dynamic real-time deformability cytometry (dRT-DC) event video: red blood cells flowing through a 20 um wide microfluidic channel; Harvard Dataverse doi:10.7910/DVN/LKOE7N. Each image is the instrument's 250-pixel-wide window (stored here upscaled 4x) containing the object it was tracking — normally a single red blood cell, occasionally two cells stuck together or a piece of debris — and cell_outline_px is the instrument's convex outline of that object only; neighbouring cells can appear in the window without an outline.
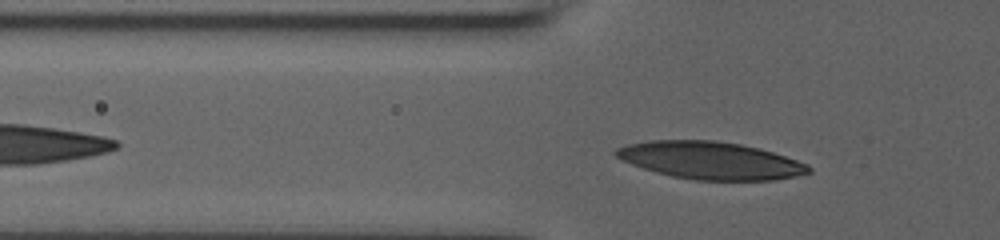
{"species": "human", "species_latin": "Homo sapiens", "temperature_condition": "room temperature", "stored_images_in_passage": 30, "camera_frame_rate_fps": 3000, "um_per_image_px": 0.085, "donor": {"sex": "male"}, "frame": {"image": 1, "passage_image": 3, "time_ms": 0.667, "image_size_px": [1000, 240], "cell_outline_px": [[812, 172], [796, 176], [772, 180], [696, 180], [672, 176], [656, 172], [620, 160], [612, 152], [616, 148], [628, 144], [648, 140], [716, 140], [740, 144], [760, 148], [808, 164], [812, 168]], "centroid_in_image_um": [60.37, 13.63], "position_along_channel_um": 65.4, "area_um2": 42.08}}
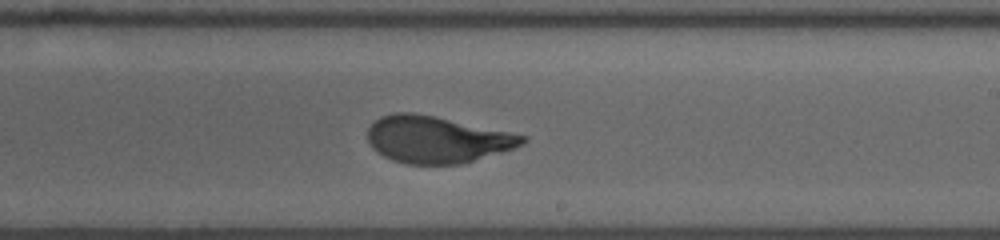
{"frame": {"image": 2, "passage_image": 18, "time_ms": 5.667, "image_size_px": [1000, 240], "cell_outline_px": [[528, 140], [524, 144], [500, 152], [460, 164], [408, 164], [392, 160], [376, 152], [372, 148], [368, 140], [368, 128], [380, 116], [392, 112], [412, 112], [432, 116], [528, 136]], "centroid_in_image_um": [37.09, 11.86], "position_along_channel_um": 251.9, "area_um2": 41.79}}
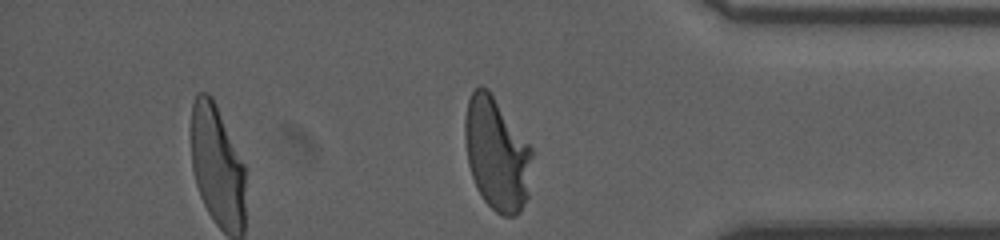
{"frame": {"image": 3, "passage_image": 30, "time_ms": 9.667, "image_size_px": [1000, 240], "cell_outline_px": [[532, 156], [528, 196], [520, 212], [516, 216], [504, 216], [496, 212], [484, 200], [476, 188], [468, 164], [464, 136], [464, 116], [468, 100], [472, 92], [480, 84], [488, 88], [532, 148]], "centroid_in_image_um": [42.21, 13.08], "position_along_channel_um": 393.0, "area_um2": 44.27}, "authors_computed_cell_mechanics": {"area_um2": 42.6853, "velocity_mm_per_s": 3.854, "shape_relaxation_time_tau1_ms": 4.4891, "shape_relaxation_time_tau2_ms": null, "deformation_change_tau1": 0.2236, "deformation_change_tau2": null}}